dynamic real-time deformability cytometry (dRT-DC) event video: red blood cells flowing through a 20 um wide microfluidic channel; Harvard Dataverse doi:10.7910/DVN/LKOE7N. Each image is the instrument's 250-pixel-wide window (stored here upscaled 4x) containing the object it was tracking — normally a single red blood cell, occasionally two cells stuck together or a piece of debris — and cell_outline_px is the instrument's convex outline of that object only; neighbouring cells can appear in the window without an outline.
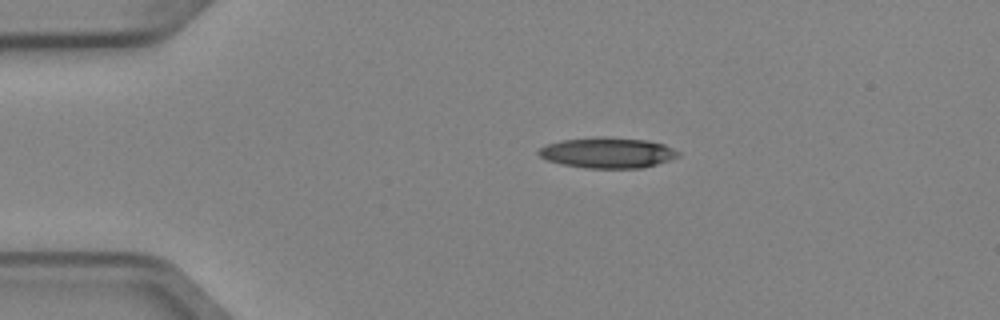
{"species": "Egyptian fruit bat (a non-hibernating species)", "species_latin": "Rousettus aegyptiacus", "temperature_condition": "cold", "stored_images_in_passage": 2, "camera_frame_rate_fps": 3000, "um_per_image_px": 0.085, "animal": {"sex": "female"}, "frame": {"image": 1, "passage_image": 1, "time_ms": 0.0, "image_size_px": [1000, 320], "cell_outline_px": [[680, 156], [656, 164], [640, 168], [584, 168], [560, 164], [548, 160], [540, 156], [536, 152], [540, 148], [548, 144], [560, 140], [596, 136], [604, 136], [648, 140], [664, 144], [680, 152]], "centroid_in_image_um": [51.63, 12.97], "position_along_channel_um": 33.4, "area_um2": 25.09}}